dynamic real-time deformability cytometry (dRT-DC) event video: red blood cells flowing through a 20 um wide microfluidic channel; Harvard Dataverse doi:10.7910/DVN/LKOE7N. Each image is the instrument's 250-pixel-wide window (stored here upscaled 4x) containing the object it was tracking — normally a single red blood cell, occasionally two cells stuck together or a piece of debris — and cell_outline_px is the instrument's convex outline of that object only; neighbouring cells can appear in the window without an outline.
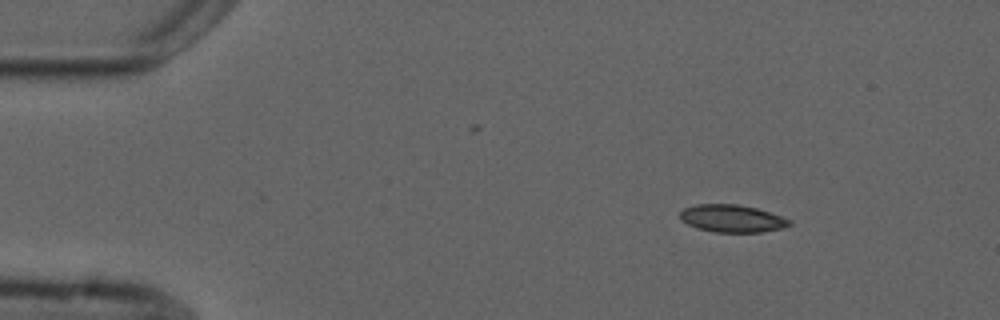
{"species": "common noctule bat (a hibernating species)", "species_latin": "Nyctalus noctula", "temperature_condition": "cold", "stored_images_in_passage": 5, "camera_frame_rate_fps": 3000, "um_per_image_px": 0.085, "animal": {"sex": "male", "forearm_length_mm": 52.5}, "frame": {"image": 1, "passage_image": 1, "time_ms": 0.0, "image_size_px": [1000, 320], "cell_outline_px": [[792, 224], [784, 228], [764, 232], [716, 232], [696, 228], [680, 220], [680, 212], [684, 208], [696, 204], [736, 204], [756, 208], [792, 220]], "centroid_in_image_um": [62.23, 18.58], "position_along_channel_um": 22.8, "area_um2": 17.57}}
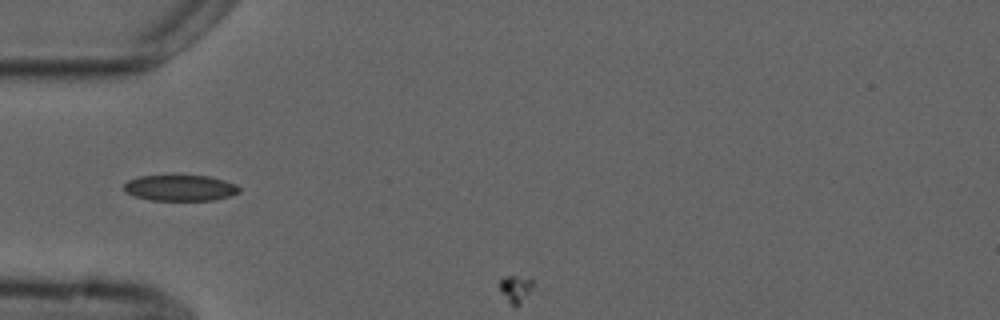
{"frame": {"image": 2, "passage_image": 4, "time_ms": 3.333, "image_size_px": [1000, 320], "cell_outline_px": [[240, 192], [232, 196], [212, 200], [148, 200], [132, 196], [124, 192], [124, 184], [128, 180], [140, 176], [208, 176], [224, 180], [236, 184], [240, 188]], "centroid_in_image_um": [15.31, 15.98], "position_along_channel_um": 69.7, "area_um2": 17.51}}